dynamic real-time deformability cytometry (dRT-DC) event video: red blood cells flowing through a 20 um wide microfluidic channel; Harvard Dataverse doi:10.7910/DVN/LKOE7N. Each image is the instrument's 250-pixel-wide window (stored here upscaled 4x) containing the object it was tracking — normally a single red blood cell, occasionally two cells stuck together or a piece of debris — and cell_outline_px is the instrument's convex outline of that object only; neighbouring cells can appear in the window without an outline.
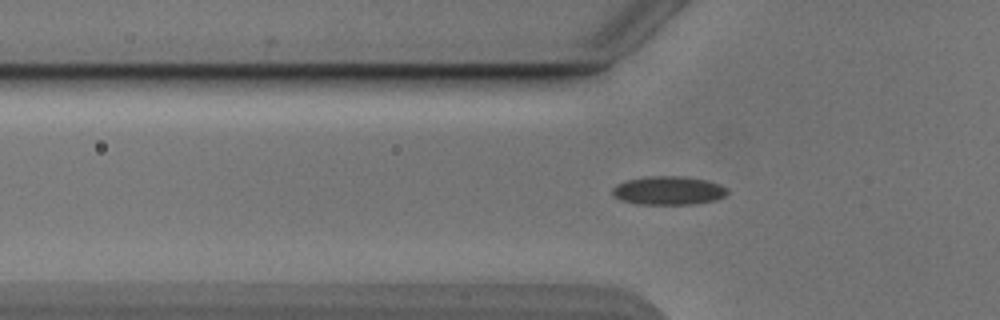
{"species": "Egyptian fruit bat (a non-hibernating species)", "species_latin": "Rousettus aegyptiacus", "temperature_condition": "cold", "stored_images_in_passage": 40, "camera_frame_rate_fps": 3000, "um_per_image_px": 0.085, "animal": {"sex": "male"}, "frame": {"image": 1, "passage_image": 4, "time_ms": 1.0, "image_size_px": [1000, 320], "cell_outline_px": [[728, 192], [724, 196], [716, 200], [696, 204], [636, 204], [620, 200], [612, 196], [612, 188], [616, 184], [628, 180], [652, 176], [684, 176], [708, 180], [720, 184], [728, 188]], "centroid_in_image_um": [56.83, 16.2], "position_along_channel_um": 69.0, "area_um2": 19.36}}
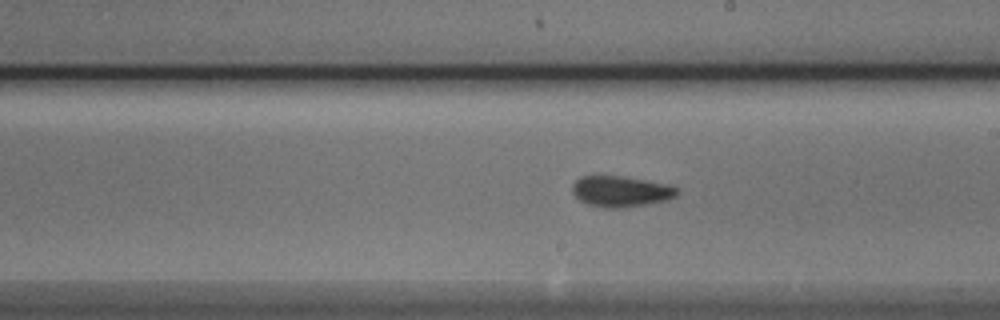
{"frame": {"image": 2, "passage_image": 17, "time_ms": 5.333, "image_size_px": [1000, 320], "cell_outline_px": [[676, 196], [664, 200], [644, 204], [620, 208], [604, 208], [588, 204], [580, 200], [572, 192], [572, 184], [580, 176], [620, 176], [668, 184], [676, 188]], "centroid_in_image_um": [52.71, 16.26], "position_along_channel_um": 236.3, "area_um2": 18.5}}
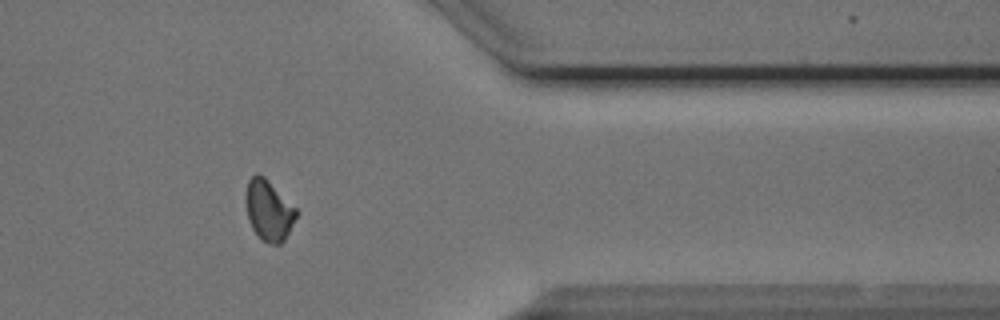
{"frame": {"image": 3, "passage_image": 30, "time_ms": 9.667, "image_size_px": [1000, 320], "cell_outline_px": [[300, 212], [284, 240], [280, 244], [268, 244], [260, 240], [252, 228], [248, 220], [244, 200], [244, 196], [248, 180], [256, 172], [264, 176]], "centroid_in_image_um": [22.82, 17.89], "position_along_channel_um": 388.6, "area_um2": 18.21}, "authors_computed_cell_mechanics": {"area_um2": 18.0336, "velocity_mm_per_s": 3.8702, "shape_relaxation_time_tau1_ms": 3.1923, "shape_relaxation_time_tau2_ms": 2.1303, "deformation_change_tau1": 0.0981, "deformation_change_tau2": 0.0797}}